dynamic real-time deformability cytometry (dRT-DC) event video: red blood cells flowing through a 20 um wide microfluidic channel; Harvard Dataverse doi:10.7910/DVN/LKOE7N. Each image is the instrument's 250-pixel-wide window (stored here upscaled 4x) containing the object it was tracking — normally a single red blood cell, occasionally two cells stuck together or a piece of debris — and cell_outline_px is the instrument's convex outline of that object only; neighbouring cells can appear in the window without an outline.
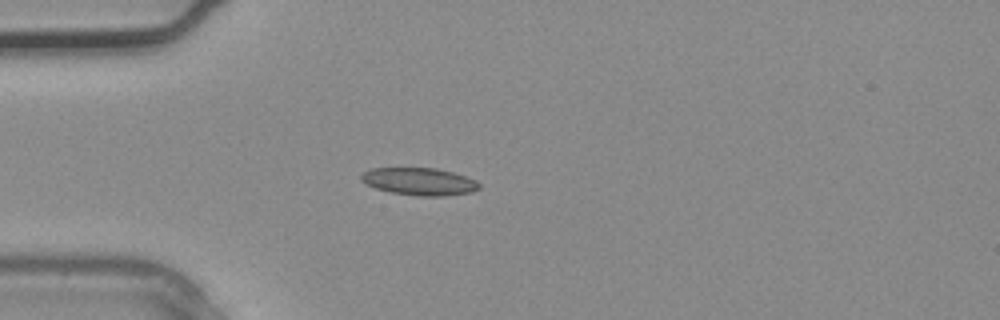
{"species": "common noctule bat (a hibernating species)", "species_latin": "Nyctalus noctula", "temperature_condition": "warm", "stored_images_in_passage": 2, "camera_frame_rate_fps": 3000, "um_per_image_px": 0.085, "animal": {"sex": "male", "body_mass_g": 20.4}, "frame": {"image": 1, "passage_image": 2, "time_ms": 0.333, "image_size_px": [1000, 320], "cell_outline_px": [[480, 188], [472, 192], [444, 196], [416, 196], [388, 192], [376, 188], [360, 180], [360, 176], [364, 172], [372, 168], [436, 168], [452, 172], [476, 180], [480, 184]], "centroid_in_image_um": [35.65, 15.43], "position_along_channel_um": 49.4, "area_um2": 18.9}}